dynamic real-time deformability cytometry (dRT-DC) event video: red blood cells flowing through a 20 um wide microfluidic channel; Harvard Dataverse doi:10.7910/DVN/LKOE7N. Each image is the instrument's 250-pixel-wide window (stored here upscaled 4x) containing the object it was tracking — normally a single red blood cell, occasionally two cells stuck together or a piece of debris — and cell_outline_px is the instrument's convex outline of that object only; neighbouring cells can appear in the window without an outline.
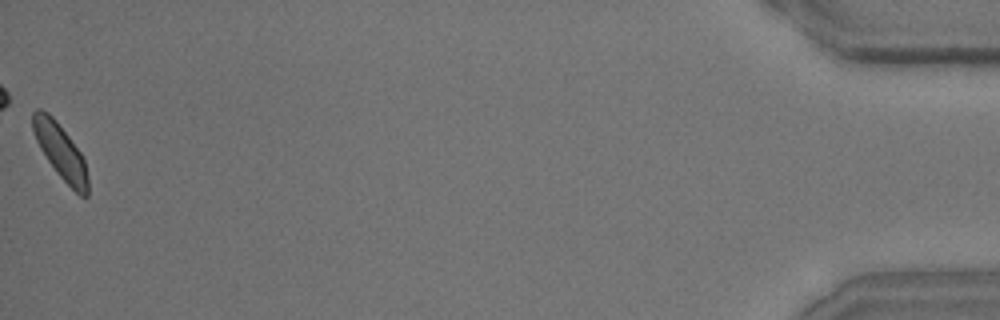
{"species": "common noctule bat (a hibernating species)", "species_latin": "Nyctalus noctula", "temperature_condition": "room temperature", "stored_images_in_passage": 50, "camera_frame_rate_fps": 3000, "um_per_image_px": 0.085, "animal": {"sex": "male", "body_mass_g": 15.6}, "frame": {"image": 1, "passage_image": 50, "time_ms": 16.333, "image_size_px": [1000, 320], "cell_outline_px": [[88, 196], [80, 196], [56, 172], [40, 148], [36, 140], [32, 128], [32, 112], [36, 108], [40, 108], [48, 112], [56, 120], [80, 152], [84, 160], [88, 176]], "centroid_in_image_um": [5.13, 12.85], "position_along_channel_um": 430.1, "area_um2": 17.46}, "authors_computed_cell_mechanics": {"area_um2": 18.0625, "velocity_mm_per_s": 3.9236, "shape_relaxation_time_tau1_ms": 3.8461, "shape_relaxation_time_tau2_ms": 1.2859, "deformation_change_tau1": 0.1019, "deformation_change_tau2": 0.0433}}